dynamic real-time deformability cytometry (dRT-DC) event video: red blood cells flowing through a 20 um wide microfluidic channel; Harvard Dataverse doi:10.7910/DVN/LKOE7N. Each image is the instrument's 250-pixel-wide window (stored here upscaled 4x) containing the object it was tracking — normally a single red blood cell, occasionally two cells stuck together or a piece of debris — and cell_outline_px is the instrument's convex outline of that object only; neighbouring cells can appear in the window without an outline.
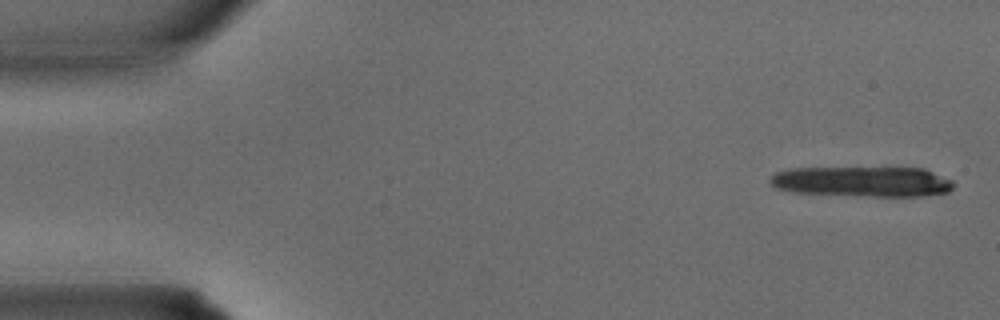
{"species": "common noctule bat (a hibernating species)", "species_latin": "Nyctalus noctula", "temperature_condition": "warm", "stored_images_in_passage": 16, "camera_frame_rate_fps": 3000, "um_per_image_px": 0.085, "animal": {"sex": "male", "body_mass_g": 15.6}, "frame": {"image": 1, "passage_image": 1, "time_ms": 0.0, "image_size_px": [1000, 320], "cell_outline_px": [[956, 184], [948, 192], [924, 196], [868, 196], [792, 192], [776, 188], [768, 180], [776, 172], [792, 168], [924, 168], [952, 180]], "centroid_in_image_um": [73.33, 15.43], "position_along_channel_um": 11.7, "area_um2": 32.43}}
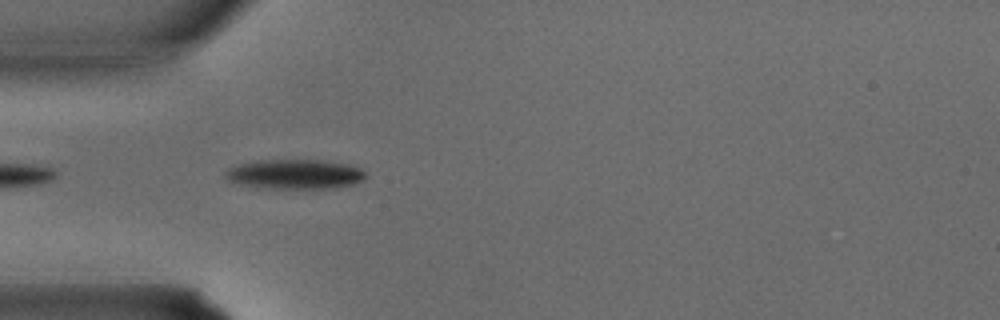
{"frame": {"image": 2, "passage_image": 10, "time_ms": 3.0, "image_size_px": [1000, 320], "cell_outline_px": [[368, 176], [364, 180], [352, 184], [336, 188], [272, 188], [240, 184], [228, 180], [224, 176], [224, 172], [228, 168], [240, 164], [256, 160], [324, 160], [348, 164], [360, 168]], "centroid_in_image_um": [25.09, 14.79], "position_along_channel_um": 59.9, "area_um2": 24.22}}